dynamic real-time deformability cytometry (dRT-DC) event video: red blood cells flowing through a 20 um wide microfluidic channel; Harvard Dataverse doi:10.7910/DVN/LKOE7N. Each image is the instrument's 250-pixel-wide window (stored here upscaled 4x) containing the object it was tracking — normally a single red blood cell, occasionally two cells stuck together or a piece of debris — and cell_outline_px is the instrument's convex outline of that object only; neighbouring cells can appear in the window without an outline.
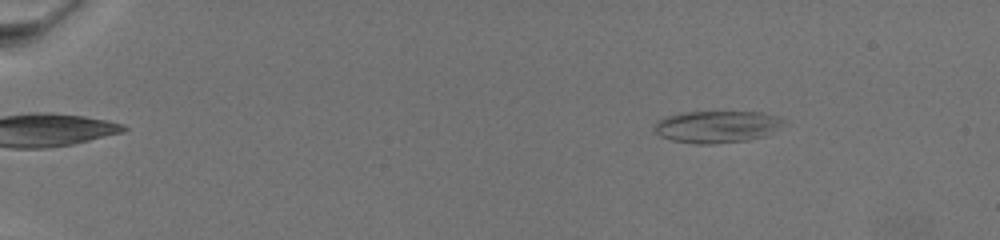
{"species": "common noctule bat (a hibernating species)", "species_latin": "Nyctalus noctula", "temperature_condition": "warm", "stored_images_in_passage": 64, "camera_frame_rate_fps": 3000, "um_per_image_px": 0.085, "animal": {"sex": "female", "body_mass_g": 19.5, "forearm_length_mm": 54.1}, "frame": {"image": 1, "passage_image": 9, "time_ms": 3.333, "image_size_px": [1000, 240], "cell_outline_px": [[788, 120], [764, 136], [748, 140], [712, 144], [696, 144], [672, 140], [660, 136], [656, 132], [656, 120], [664, 116], [680, 112], [760, 112], [780, 116]], "centroid_in_image_um": [60.92, 10.76], "position_along_channel_um": 24.1, "area_um2": 24.16}}
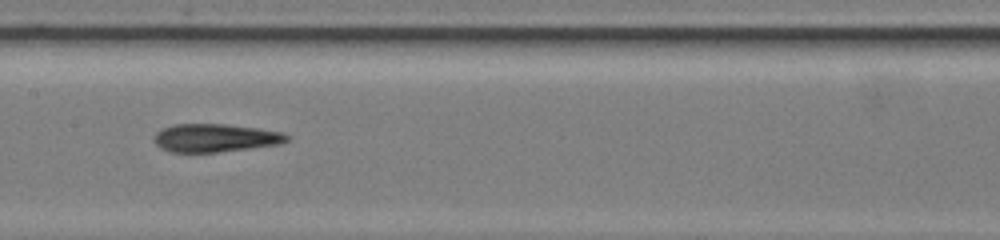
{"frame": {"image": 2, "passage_image": 38, "time_ms": 13.0, "image_size_px": [1000, 240], "cell_outline_px": [[292, 136], [288, 140], [280, 144], [216, 152], [168, 152], [160, 148], [152, 140], [152, 136], [160, 128], [172, 124], [224, 124], [260, 128], [284, 132]], "centroid_in_image_um": [18.26, 11.71], "position_along_channel_um": 189.1, "area_um2": 22.14}}
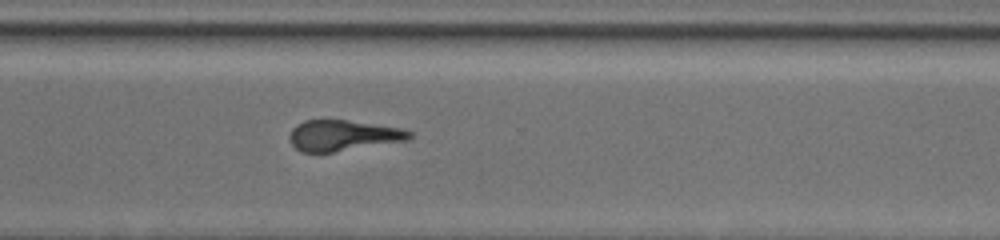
{"frame": {"image": 3, "passage_image": 63, "time_ms": 18.0, "image_size_px": [1000, 240], "cell_outline_px": [[412, 136], [408, 140], [332, 152], [300, 152], [292, 144], [288, 136], [292, 128], [296, 124], [304, 120], [348, 120], [404, 128], [412, 132]], "centroid_in_image_um": [29.15, 11.5], "position_along_channel_um": 341.5, "area_um2": 21.56}}